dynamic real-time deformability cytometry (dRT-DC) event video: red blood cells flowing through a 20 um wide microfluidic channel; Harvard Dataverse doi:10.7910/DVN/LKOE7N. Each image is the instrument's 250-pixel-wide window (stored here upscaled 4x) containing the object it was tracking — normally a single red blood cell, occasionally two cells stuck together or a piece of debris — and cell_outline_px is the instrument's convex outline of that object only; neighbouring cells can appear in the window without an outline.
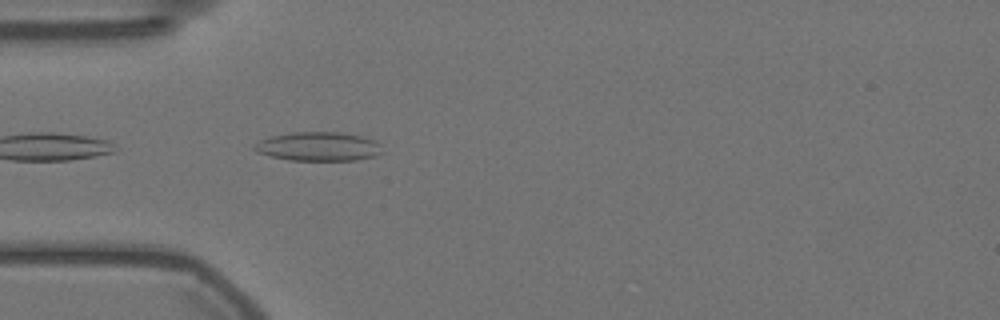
{"species": "Egyptian fruit bat (a non-hibernating species)", "species_latin": "Rousettus aegyptiacus", "temperature_condition": "warm", "stored_images_in_passage": 37, "camera_frame_rate_fps": 3000, "um_per_image_px": 0.085, "animal": {"sex": "female"}, "frame": {"image": 1, "passage_image": 3, "time_ms": 0.667, "image_size_px": [1000, 320], "cell_outline_px": [[384, 152], [376, 156], [356, 160], [288, 160], [256, 152], [252, 148], [252, 144], [260, 140], [272, 136], [292, 132], [340, 132], [360, 136], [376, 140], [380, 144]], "centroid_in_image_um": [27.08, 12.45], "position_along_channel_um": 57.9, "area_um2": 21.73}}
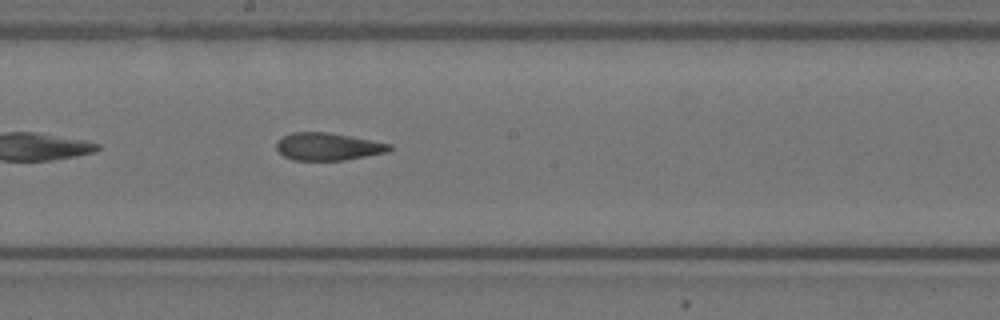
{"frame": {"image": 2, "passage_image": 17, "time_ms": 5.333, "image_size_px": [1000, 320], "cell_outline_px": [[392, 148], [388, 152], [344, 160], [292, 160], [284, 156], [276, 148], [276, 144], [284, 136], [292, 132], [328, 132], [372, 140], [392, 144]], "centroid_in_image_um": [27.9, 12.46], "position_along_channel_um": 220.3, "area_um2": 18.03}}
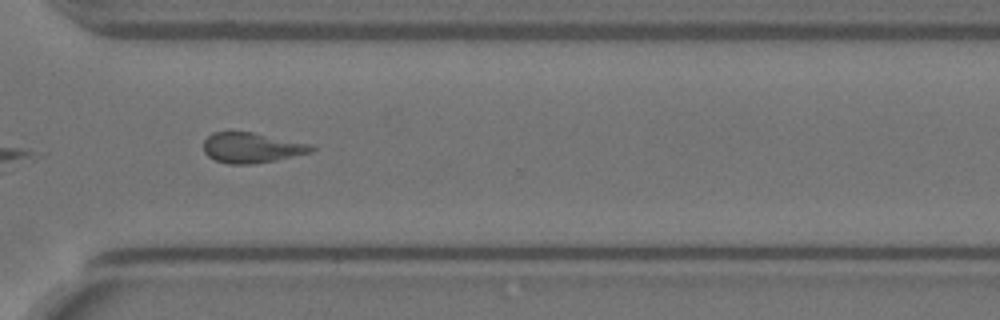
{"frame": {"image": 3, "passage_image": 28, "time_ms": 9.0, "image_size_px": [1000, 320], "cell_outline_px": [[316, 148], [312, 152], [276, 160], [248, 164], [228, 164], [216, 160], [208, 156], [204, 152], [204, 140], [212, 132], [252, 132], [312, 144]], "centroid_in_image_um": [21.41, 12.55], "position_along_channel_um": 349.2, "area_um2": 18.96}, "authors_computed_cell_mechanics": {"area_um2": 18.7272, "velocity_mm_per_s": 3.5241, "shape_relaxation_time_tau1_ms": 9.495, "shape_relaxation_time_tau2_ms": 2.2081, "deformation_change_tau1": 0.1661, "deformation_change_tau2": 0.1094}}